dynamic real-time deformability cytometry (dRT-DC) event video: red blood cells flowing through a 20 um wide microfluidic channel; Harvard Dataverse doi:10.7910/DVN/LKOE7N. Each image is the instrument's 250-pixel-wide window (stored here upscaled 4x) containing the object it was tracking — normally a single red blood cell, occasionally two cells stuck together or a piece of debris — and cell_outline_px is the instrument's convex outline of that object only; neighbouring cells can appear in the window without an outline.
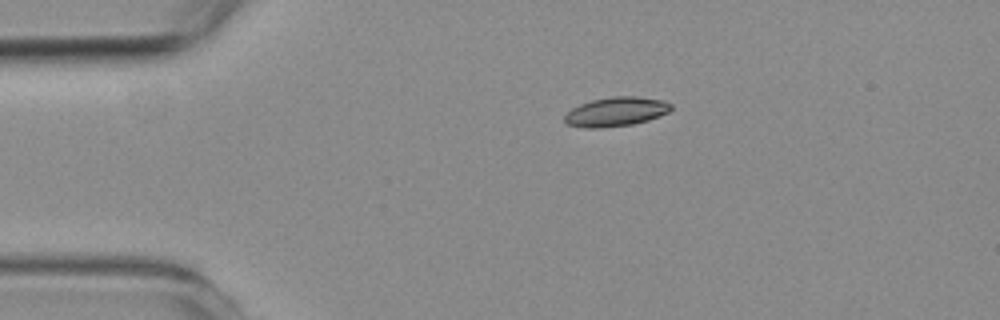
{"species": "common noctule bat (a hibernating species)", "species_latin": "Nyctalus noctula", "temperature_condition": "room temperature", "stored_images_in_passage": 47, "camera_frame_rate_fps": 3000, "um_per_image_px": 0.085, "animal": {"sex": "female", "body_mass_g": 19.3, "forearm_length_mm": 54.1}, "frame": {"image": 1, "passage_image": 1, "time_ms": 0.0, "image_size_px": [1000, 320], "cell_outline_px": [[672, 108], [668, 112], [648, 120], [632, 124], [600, 128], [584, 128], [564, 124], [564, 116], [572, 108], [580, 104], [592, 100], [612, 96], [636, 96], [664, 100], [672, 104]], "centroid_in_image_um": [52.34, 9.49], "position_along_channel_um": 32.7, "area_um2": 18.21}}
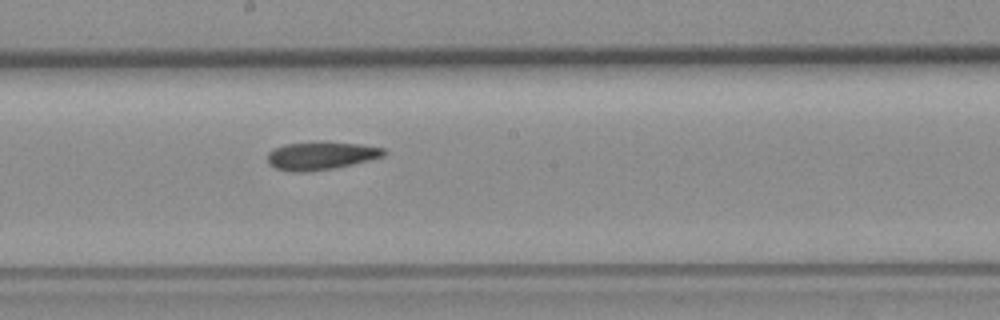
{"frame": {"image": 2, "passage_image": 21, "time_ms": 6.667, "image_size_px": [1000, 320], "cell_outline_px": [[388, 152], [384, 156], [352, 164], [332, 168], [300, 172], [292, 172], [276, 168], [268, 164], [268, 152], [284, 144], [320, 140], [360, 144], [384, 148]], "centroid_in_image_um": [27.28, 13.2], "position_along_channel_um": 220.9, "area_um2": 19.19}}
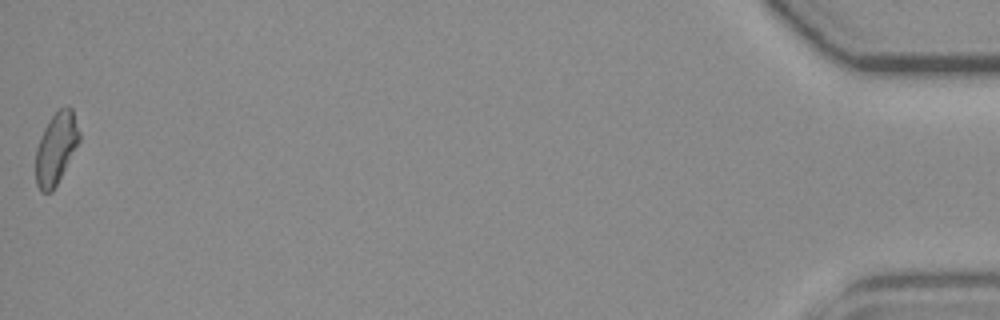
{"frame": {"image": 3, "passage_image": 47, "time_ms": 15.333, "image_size_px": [1000, 320], "cell_outline_px": [[80, 140], [52, 192], [40, 192], [36, 184], [36, 148], [40, 136], [44, 128], [52, 116], [60, 108], [68, 104], [72, 108], [80, 132]], "centroid_in_image_um": [4.76, 12.58], "position_along_channel_um": 430.4, "area_um2": 18.09}}